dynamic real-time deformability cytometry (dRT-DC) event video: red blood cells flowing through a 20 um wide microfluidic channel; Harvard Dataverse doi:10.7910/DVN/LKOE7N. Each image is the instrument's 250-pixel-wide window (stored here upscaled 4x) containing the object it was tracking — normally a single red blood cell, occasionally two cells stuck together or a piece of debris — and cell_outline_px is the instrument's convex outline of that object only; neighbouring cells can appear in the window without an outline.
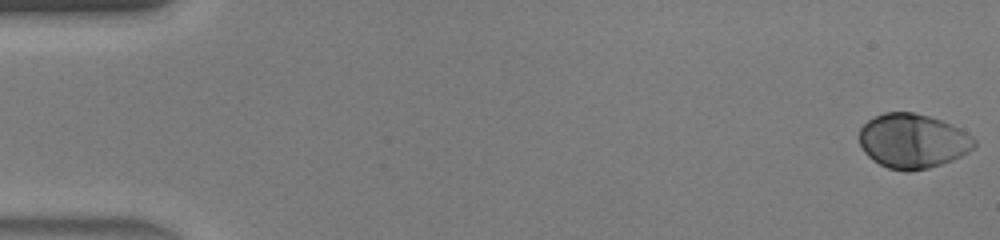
{"species": "human", "species_latin": "Homo sapiens", "temperature_condition": "warm", "stored_images_in_passage": 47, "camera_frame_rate_fps": 3000, "um_per_image_px": 0.085, "donor": {"sex": "male"}, "frame": {"image": 1, "passage_image": 1, "time_ms": 0.0, "image_size_px": [1000, 240], "cell_outline_px": [[976, 148], [952, 160], [928, 168], [908, 172], [888, 168], [872, 160], [864, 152], [860, 144], [860, 128], [868, 120], [884, 112], [912, 112], [928, 116], [940, 120], [960, 128], [972, 136], [976, 140]], "centroid_in_image_um": [77.59, 11.99], "position_along_channel_um": 7.4, "area_um2": 36.53}}
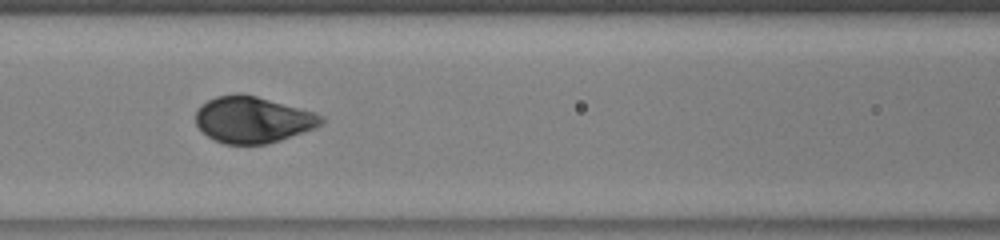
{"frame": {"image": 2, "passage_image": 21, "time_ms": 6.667, "image_size_px": [1000, 240], "cell_outline_px": [[324, 120], [316, 128], [268, 144], [224, 144], [208, 136], [196, 124], [196, 108], [200, 104], [216, 96], [256, 96], [316, 112], [324, 116]], "centroid_in_image_um": [21.51, 10.19], "position_along_channel_um": 145.1, "area_um2": 33.52}}
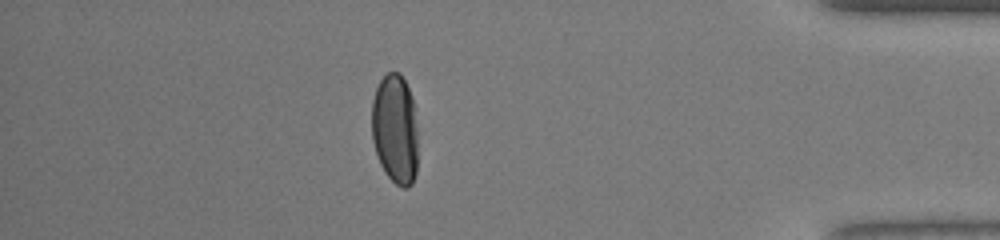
{"frame": {"image": 3, "passage_image": 41, "time_ms": 13.333, "image_size_px": [1000, 240], "cell_outline_px": [[416, 172], [412, 184], [408, 188], [404, 188], [396, 184], [384, 172], [380, 164], [372, 140], [372, 100], [376, 88], [380, 80], [388, 72], [400, 72], [412, 96], [416, 128]], "centroid_in_image_um": [33.56, 10.98], "position_along_channel_um": 401.6, "area_um2": 29.48}, "authors_computed_cell_mechanics": {"area_um2": 35.0846, "velocity_mm_per_s": 4.4397, "shape_relaxation_time_tau1_ms": 1.9139, "shape_relaxation_time_tau2_ms": null, "deformation_change_tau1": 0.1435, "deformation_change_tau2": null}}